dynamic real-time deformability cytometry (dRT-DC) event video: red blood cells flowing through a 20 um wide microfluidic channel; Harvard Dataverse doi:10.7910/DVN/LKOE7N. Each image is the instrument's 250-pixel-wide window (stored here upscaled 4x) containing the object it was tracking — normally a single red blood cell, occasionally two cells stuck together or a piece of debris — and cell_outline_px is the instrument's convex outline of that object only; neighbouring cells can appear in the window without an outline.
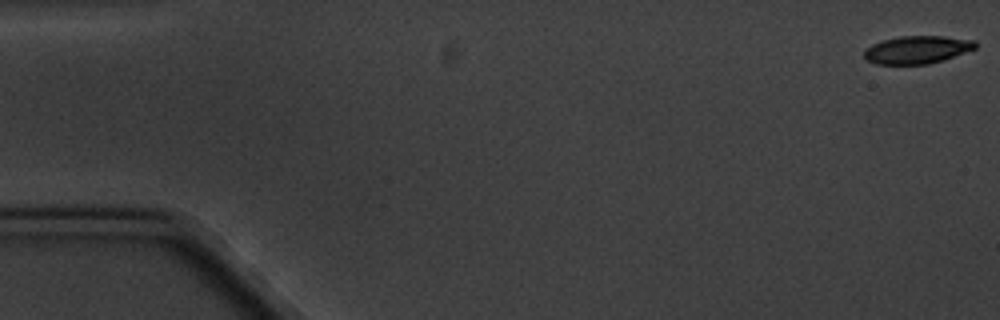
{"species": "common noctule bat (a hibernating species)", "species_latin": "Nyctalus noctula", "temperature_condition": "cold", "stored_images_in_passage": 9, "camera_frame_rate_fps": 3000, "um_per_image_px": 0.085, "animal": {"sex": "male", "body_mass_g": 20.1, "forearm_length_mm": 53.5}, "frame": {"image": 1, "passage_image": 1, "time_ms": 0.0, "image_size_px": [1000, 320], "cell_outline_px": [[976, 48], [944, 60], [928, 64], [876, 64], [868, 60], [864, 56], [864, 48], [872, 44], [884, 40], [900, 36], [944, 36], [976, 40]], "centroid_in_image_um": [77.96, 4.22], "position_along_channel_um": 7.0, "area_um2": 18.03}}
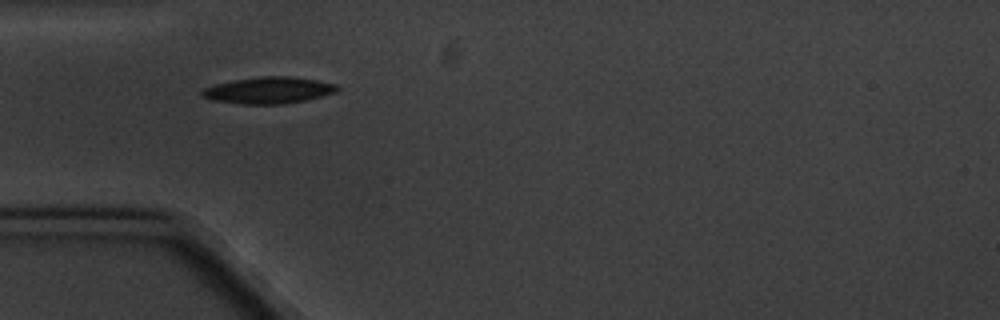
{"frame": {"image": 2, "passage_image": 6, "time_ms": 5.667, "image_size_px": [1000, 320], "cell_outline_px": [[340, 88], [336, 92], [304, 100], [284, 104], [240, 104], [212, 100], [200, 96], [200, 92], [204, 88], [216, 84], [236, 80], [260, 76], [288, 76], [316, 80], [336, 84]], "centroid_in_image_um": [22.8, 7.68], "position_along_channel_um": 62.2, "area_um2": 20.81}}